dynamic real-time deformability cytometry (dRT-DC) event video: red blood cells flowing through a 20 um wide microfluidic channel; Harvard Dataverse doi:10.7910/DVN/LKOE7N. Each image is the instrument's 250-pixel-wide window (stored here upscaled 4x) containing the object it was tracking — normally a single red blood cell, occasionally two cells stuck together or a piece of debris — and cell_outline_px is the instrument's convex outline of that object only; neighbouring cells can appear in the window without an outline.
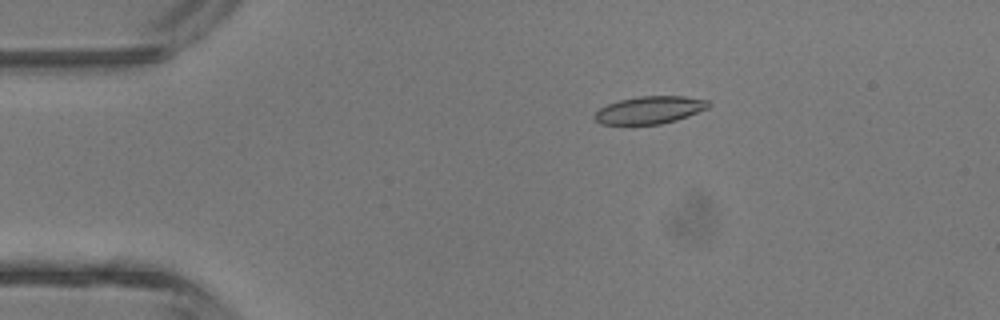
{"species": "common noctule bat (a hibernating species)", "species_latin": "Nyctalus noctula", "temperature_condition": "room temperature", "stored_images_in_passage": 2, "camera_frame_rate_fps": 3000, "um_per_image_px": 0.085, "animal": {"sex": "male", "body_mass_g": 13.3}, "frame": {"image": 1, "passage_image": 1, "time_ms": 0.0, "image_size_px": [1000, 320], "cell_outline_px": [[712, 104], [708, 108], [688, 116], [676, 120], [660, 124], [600, 124], [592, 116], [600, 108], [608, 104], [620, 100], [640, 96], [684, 96], [708, 100]], "centroid_in_image_um": [55.24, 9.34], "position_along_channel_um": 29.8, "area_um2": 18.21}}